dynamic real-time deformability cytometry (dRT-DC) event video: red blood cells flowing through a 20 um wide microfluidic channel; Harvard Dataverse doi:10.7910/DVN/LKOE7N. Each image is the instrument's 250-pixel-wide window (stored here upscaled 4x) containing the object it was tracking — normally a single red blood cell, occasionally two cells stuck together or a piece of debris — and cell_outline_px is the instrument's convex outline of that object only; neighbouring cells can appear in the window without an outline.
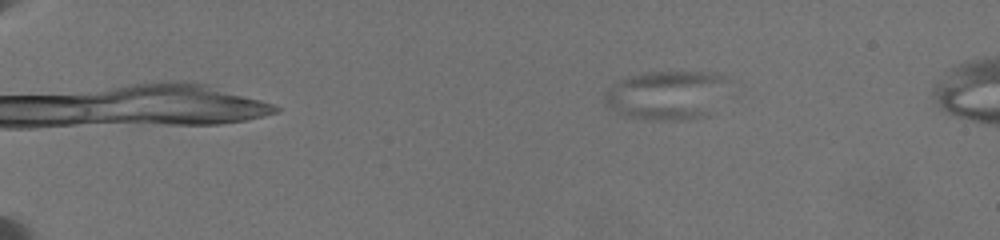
{"species": "common noctule bat (a hibernating species)", "species_latin": "Nyctalus noctula", "temperature_condition": "warm", "stored_images_in_passage": 15, "camera_frame_rate_fps": 3000, "um_per_image_px": 0.085, "animal": {"sex": "female", "body_mass_g": 19.5, "forearm_length_mm": 54.1}, "frame": {"image": 1, "passage_image": 1, "time_ms": 0.0, "image_size_px": [1000, 240], "cell_outline_px": [[724, 80], [708, 116], [680, 120], [644, 120], [628, 116], [616, 112], [604, 104], [604, 92], [620, 80], [644, 72], [716, 72], [724, 76]], "centroid_in_image_um": [56.54, 8.09], "position_along_channel_um": 28.5, "area_um2": 34.45}}
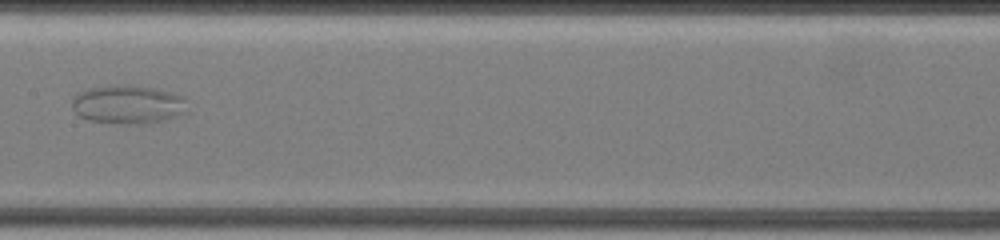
{"frame": {"image": 2, "passage_image": 15, "time_ms": 8.333, "image_size_px": [1000, 240], "cell_outline_px": [[188, 112], [176, 116], [144, 124], [128, 124], [88, 120], [80, 116], [72, 108], [72, 96], [76, 92], [88, 88], [148, 88], [168, 92], [184, 96]], "centroid_in_image_um": [10.86, 8.93], "position_along_channel_um": 196.5, "area_um2": 24.97}}